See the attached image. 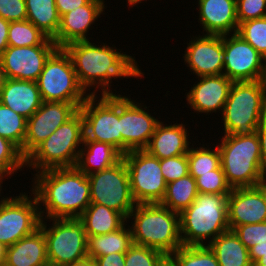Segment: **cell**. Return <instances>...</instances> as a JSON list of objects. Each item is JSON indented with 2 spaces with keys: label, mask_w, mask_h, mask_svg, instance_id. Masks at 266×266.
Listing matches in <instances>:
<instances>
[{
  "label": "cell",
  "mask_w": 266,
  "mask_h": 266,
  "mask_svg": "<svg viewBox=\"0 0 266 266\" xmlns=\"http://www.w3.org/2000/svg\"><path fill=\"white\" fill-rule=\"evenodd\" d=\"M63 49L70 56L78 81L85 91L90 92V87H95L90 95H96L99 88L101 95H116L110 89L112 79L144 76L136 59L126 52L117 51L114 45L111 47L103 43L99 46L89 40L70 43Z\"/></svg>",
  "instance_id": "1"
},
{
  "label": "cell",
  "mask_w": 266,
  "mask_h": 266,
  "mask_svg": "<svg viewBox=\"0 0 266 266\" xmlns=\"http://www.w3.org/2000/svg\"><path fill=\"white\" fill-rule=\"evenodd\" d=\"M35 176L31 192L41 219L79 218L91 204L89 179L76 167L49 169Z\"/></svg>",
  "instance_id": "2"
},
{
  "label": "cell",
  "mask_w": 266,
  "mask_h": 266,
  "mask_svg": "<svg viewBox=\"0 0 266 266\" xmlns=\"http://www.w3.org/2000/svg\"><path fill=\"white\" fill-rule=\"evenodd\" d=\"M127 219L133 223L129 226L133 244L158 250L167 257L182 246L180 214L160 203L136 204Z\"/></svg>",
  "instance_id": "3"
},
{
  "label": "cell",
  "mask_w": 266,
  "mask_h": 266,
  "mask_svg": "<svg viewBox=\"0 0 266 266\" xmlns=\"http://www.w3.org/2000/svg\"><path fill=\"white\" fill-rule=\"evenodd\" d=\"M228 195L198 193L193 203L180 213L182 245H208L230 229L228 223Z\"/></svg>",
  "instance_id": "4"
},
{
  "label": "cell",
  "mask_w": 266,
  "mask_h": 266,
  "mask_svg": "<svg viewBox=\"0 0 266 266\" xmlns=\"http://www.w3.org/2000/svg\"><path fill=\"white\" fill-rule=\"evenodd\" d=\"M218 148L220 163L228 185L233 188L256 187L265 173L261 164L260 140L250 136L224 134Z\"/></svg>",
  "instance_id": "5"
},
{
  "label": "cell",
  "mask_w": 266,
  "mask_h": 266,
  "mask_svg": "<svg viewBox=\"0 0 266 266\" xmlns=\"http://www.w3.org/2000/svg\"><path fill=\"white\" fill-rule=\"evenodd\" d=\"M223 134L250 136L266 116L262 80L233 82L222 111Z\"/></svg>",
  "instance_id": "6"
},
{
  "label": "cell",
  "mask_w": 266,
  "mask_h": 266,
  "mask_svg": "<svg viewBox=\"0 0 266 266\" xmlns=\"http://www.w3.org/2000/svg\"><path fill=\"white\" fill-rule=\"evenodd\" d=\"M83 140L84 121L78 110L26 158V166L36 169L37 173L75 167Z\"/></svg>",
  "instance_id": "7"
},
{
  "label": "cell",
  "mask_w": 266,
  "mask_h": 266,
  "mask_svg": "<svg viewBox=\"0 0 266 266\" xmlns=\"http://www.w3.org/2000/svg\"><path fill=\"white\" fill-rule=\"evenodd\" d=\"M36 83L46 102H69L79 109L90 96L80 85L70 56L63 48L49 56Z\"/></svg>",
  "instance_id": "8"
},
{
  "label": "cell",
  "mask_w": 266,
  "mask_h": 266,
  "mask_svg": "<svg viewBox=\"0 0 266 266\" xmlns=\"http://www.w3.org/2000/svg\"><path fill=\"white\" fill-rule=\"evenodd\" d=\"M49 221L53 222L48 224L49 228L45 219H41L39 226L46 240L49 266H64L88 256V238L78 218Z\"/></svg>",
  "instance_id": "9"
},
{
  "label": "cell",
  "mask_w": 266,
  "mask_h": 266,
  "mask_svg": "<svg viewBox=\"0 0 266 266\" xmlns=\"http://www.w3.org/2000/svg\"><path fill=\"white\" fill-rule=\"evenodd\" d=\"M100 97L90 95L79 108L84 121V140L111 144L122 154L120 94Z\"/></svg>",
  "instance_id": "10"
},
{
  "label": "cell",
  "mask_w": 266,
  "mask_h": 266,
  "mask_svg": "<svg viewBox=\"0 0 266 266\" xmlns=\"http://www.w3.org/2000/svg\"><path fill=\"white\" fill-rule=\"evenodd\" d=\"M91 203L101 204L121 213L126 219L136 206L126 163L122 158L105 170L87 176Z\"/></svg>",
  "instance_id": "11"
},
{
  "label": "cell",
  "mask_w": 266,
  "mask_h": 266,
  "mask_svg": "<svg viewBox=\"0 0 266 266\" xmlns=\"http://www.w3.org/2000/svg\"><path fill=\"white\" fill-rule=\"evenodd\" d=\"M129 174L131 193L137 204L160 203L167 183L160 167V159L146 150H133L122 155Z\"/></svg>",
  "instance_id": "12"
},
{
  "label": "cell",
  "mask_w": 266,
  "mask_h": 266,
  "mask_svg": "<svg viewBox=\"0 0 266 266\" xmlns=\"http://www.w3.org/2000/svg\"><path fill=\"white\" fill-rule=\"evenodd\" d=\"M41 216L35 194L0 200V242L7 248L39 229Z\"/></svg>",
  "instance_id": "13"
},
{
  "label": "cell",
  "mask_w": 266,
  "mask_h": 266,
  "mask_svg": "<svg viewBox=\"0 0 266 266\" xmlns=\"http://www.w3.org/2000/svg\"><path fill=\"white\" fill-rule=\"evenodd\" d=\"M231 35H223V75L233 82L262 80L265 58L238 33Z\"/></svg>",
  "instance_id": "14"
},
{
  "label": "cell",
  "mask_w": 266,
  "mask_h": 266,
  "mask_svg": "<svg viewBox=\"0 0 266 266\" xmlns=\"http://www.w3.org/2000/svg\"><path fill=\"white\" fill-rule=\"evenodd\" d=\"M143 106L136 100H131L130 96L120 94L122 155L129 151L145 149L160 122L155 116H151L149 111H145L146 105Z\"/></svg>",
  "instance_id": "15"
},
{
  "label": "cell",
  "mask_w": 266,
  "mask_h": 266,
  "mask_svg": "<svg viewBox=\"0 0 266 266\" xmlns=\"http://www.w3.org/2000/svg\"><path fill=\"white\" fill-rule=\"evenodd\" d=\"M78 110L73 103L43 101L40 108L27 119L24 147L20 150L22 156L26 159Z\"/></svg>",
  "instance_id": "16"
},
{
  "label": "cell",
  "mask_w": 266,
  "mask_h": 266,
  "mask_svg": "<svg viewBox=\"0 0 266 266\" xmlns=\"http://www.w3.org/2000/svg\"><path fill=\"white\" fill-rule=\"evenodd\" d=\"M56 49V45L9 46L0 55L4 77L36 82L46 60Z\"/></svg>",
  "instance_id": "17"
},
{
  "label": "cell",
  "mask_w": 266,
  "mask_h": 266,
  "mask_svg": "<svg viewBox=\"0 0 266 266\" xmlns=\"http://www.w3.org/2000/svg\"><path fill=\"white\" fill-rule=\"evenodd\" d=\"M187 43L185 64L196 77L220 75L224 70V47L221 35H198Z\"/></svg>",
  "instance_id": "18"
},
{
  "label": "cell",
  "mask_w": 266,
  "mask_h": 266,
  "mask_svg": "<svg viewBox=\"0 0 266 266\" xmlns=\"http://www.w3.org/2000/svg\"><path fill=\"white\" fill-rule=\"evenodd\" d=\"M104 0H90L86 5L62 15L56 37L53 39L57 48H64L70 43L89 41L88 29L96 22L104 12Z\"/></svg>",
  "instance_id": "19"
},
{
  "label": "cell",
  "mask_w": 266,
  "mask_h": 266,
  "mask_svg": "<svg viewBox=\"0 0 266 266\" xmlns=\"http://www.w3.org/2000/svg\"><path fill=\"white\" fill-rule=\"evenodd\" d=\"M197 78L199 82L194 83L190 91L186 93L187 104L197 114L216 113L218 110L222 114L233 81L223 74Z\"/></svg>",
  "instance_id": "20"
},
{
  "label": "cell",
  "mask_w": 266,
  "mask_h": 266,
  "mask_svg": "<svg viewBox=\"0 0 266 266\" xmlns=\"http://www.w3.org/2000/svg\"><path fill=\"white\" fill-rule=\"evenodd\" d=\"M266 221V200L256 187L233 188L228 195V223L230 230L239 225Z\"/></svg>",
  "instance_id": "21"
},
{
  "label": "cell",
  "mask_w": 266,
  "mask_h": 266,
  "mask_svg": "<svg viewBox=\"0 0 266 266\" xmlns=\"http://www.w3.org/2000/svg\"><path fill=\"white\" fill-rule=\"evenodd\" d=\"M198 6L203 34L204 31L206 35L221 36L237 33L236 0H198Z\"/></svg>",
  "instance_id": "22"
},
{
  "label": "cell",
  "mask_w": 266,
  "mask_h": 266,
  "mask_svg": "<svg viewBox=\"0 0 266 266\" xmlns=\"http://www.w3.org/2000/svg\"><path fill=\"white\" fill-rule=\"evenodd\" d=\"M0 103L29 119L43 100L35 81L5 78L0 87Z\"/></svg>",
  "instance_id": "23"
},
{
  "label": "cell",
  "mask_w": 266,
  "mask_h": 266,
  "mask_svg": "<svg viewBox=\"0 0 266 266\" xmlns=\"http://www.w3.org/2000/svg\"><path fill=\"white\" fill-rule=\"evenodd\" d=\"M186 128L182 123L165 125L160 121L144 150L159 159L187 154L192 143Z\"/></svg>",
  "instance_id": "24"
},
{
  "label": "cell",
  "mask_w": 266,
  "mask_h": 266,
  "mask_svg": "<svg viewBox=\"0 0 266 266\" xmlns=\"http://www.w3.org/2000/svg\"><path fill=\"white\" fill-rule=\"evenodd\" d=\"M4 266H49L43 231L39 228L7 247Z\"/></svg>",
  "instance_id": "25"
},
{
  "label": "cell",
  "mask_w": 266,
  "mask_h": 266,
  "mask_svg": "<svg viewBox=\"0 0 266 266\" xmlns=\"http://www.w3.org/2000/svg\"><path fill=\"white\" fill-rule=\"evenodd\" d=\"M121 159L122 154L111 144L83 140L75 167L88 176L112 167Z\"/></svg>",
  "instance_id": "26"
},
{
  "label": "cell",
  "mask_w": 266,
  "mask_h": 266,
  "mask_svg": "<svg viewBox=\"0 0 266 266\" xmlns=\"http://www.w3.org/2000/svg\"><path fill=\"white\" fill-rule=\"evenodd\" d=\"M78 219L84 224L87 238L114 232L127 222L121 213L96 203H91Z\"/></svg>",
  "instance_id": "27"
},
{
  "label": "cell",
  "mask_w": 266,
  "mask_h": 266,
  "mask_svg": "<svg viewBox=\"0 0 266 266\" xmlns=\"http://www.w3.org/2000/svg\"><path fill=\"white\" fill-rule=\"evenodd\" d=\"M220 266H253L249 251L233 230H227L208 244Z\"/></svg>",
  "instance_id": "28"
},
{
  "label": "cell",
  "mask_w": 266,
  "mask_h": 266,
  "mask_svg": "<svg viewBox=\"0 0 266 266\" xmlns=\"http://www.w3.org/2000/svg\"><path fill=\"white\" fill-rule=\"evenodd\" d=\"M127 223L114 232L88 237V257L95 259L110 253H126L133 245L131 229L129 225L126 227Z\"/></svg>",
  "instance_id": "29"
},
{
  "label": "cell",
  "mask_w": 266,
  "mask_h": 266,
  "mask_svg": "<svg viewBox=\"0 0 266 266\" xmlns=\"http://www.w3.org/2000/svg\"><path fill=\"white\" fill-rule=\"evenodd\" d=\"M27 21L33 23L48 38L54 39L60 26L55 0H25Z\"/></svg>",
  "instance_id": "30"
},
{
  "label": "cell",
  "mask_w": 266,
  "mask_h": 266,
  "mask_svg": "<svg viewBox=\"0 0 266 266\" xmlns=\"http://www.w3.org/2000/svg\"><path fill=\"white\" fill-rule=\"evenodd\" d=\"M197 195L196 180L188 174L167 184L160 204L180 214L193 203Z\"/></svg>",
  "instance_id": "31"
},
{
  "label": "cell",
  "mask_w": 266,
  "mask_h": 266,
  "mask_svg": "<svg viewBox=\"0 0 266 266\" xmlns=\"http://www.w3.org/2000/svg\"><path fill=\"white\" fill-rule=\"evenodd\" d=\"M37 45H56L33 23L27 20L10 22L8 31V46L26 47Z\"/></svg>",
  "instance_id": "32"
},
{
  "label": "cell",
  "mask_w": 266,
  "mask_h": 266,
  "mask_svg": "<svg viewBox=\"0 0 266 266\" xmlns=\"http://www.w3.org/2000/svg\"><path fill=\"white\" fill-rule=\"evenodd\" d=\"M216 147V148H215ZM209 148L200 146L194 148L193 144L187 153L189 174L196 179L200 174L211 173L217 169L220 163V152L218 146Z\"/></svg>",
  "instance_id": "33"
},
{
  "label": "cell",
  "mask_w": 266,
  "mask_h": 266,
  "mask_svg": "<svg viewBox=\"0 0 266 266\" xmlns=\"http://www.w3.org/2000/svg\"><path fill=\"white\" fill-rule=\"evenodd\" d=\"M27 119L0 103V136L10 140L20 150L24 147Z\"/></svg>",
  "instance_id": "34"
},
{
  "label": "cell",
  "mask_w": 266,
  "mask_h": 266,
  "mask_svg": "<svg viewBox=\"0 0 266 266\" xmlns=\"http://www.w3.org/2000/svg\"><path fill=\"white\" fill-rule=\"evenodd\" d=\"M176 266H220L208 245L184 246L168 256Z\"/></svg>",
  "instance_id": "35"
},
{
  "label": "cell",
  "mask_w": 266,
  "mask_h": 266,
  "mask_svg": "<svg viewBox=\"0 0 266 266\" xmlns=\"http://www.w3.org/2000/svg\"><path fill=\"white\" fill-rule=\"evenodd\" d=\"M26 166V159L20 149L10 140L0 136V182L4 177L12 176L14 172L21 171Z\"/></svg>",
  "instance_id": "36"
},
{
  "label": "cell",
  "mask_w": 266,
  "mask_h": 266,
  "mask_svg": "<svg viewBox=\"0 0 266 266\" xmlns=\"http://www.w3.org/2000/svg\"><path fill=\"white\" fill-rule=\"evenodd\" d=\"M237 33L266 59V17L240 23Z\"/></svg>",
  "instance_id": "37"
},
{
  "label": "cell",
  "mask_w": 266,
  "mask_h": 266,
  "mask_svg": "<svg viewBox=\"0 0 266 266\" xmlns=\"http://www.w3.org/2000/svg\"><path fill=\"white\" fill-rule=\"evenodd\" d=\"M166 257L158 250L133 244L125 253V266H159Z\"/></svg>",
  "instance_id": "38"
},
{
  "label": "cell",
  "mask_w": 266,
  "mask_h": 266,
  "mask_svg": "<svg viewBox=\"0 0 266 266\" xmlns=\"http://www.w3.org/2000/svg\"><path fill=\"white\" fill-rule=\"evenodd\" d=\"M195 180L198 193L230 194L232 189L225 179L221 165L211 173L200 174Z\"/></svg>",
  "instance_id": "39"
},
{
  "label": "cell",
  "mask_w": 266,
  "mask_h": 266,
  "mask_svg": "<svg viewBox=\"0 0 266 266\" xmlns=\"http://www.w3.org/2000/svg\"><path fill=\"white\" fill-rule=\"evenodd\" d=\"M160 167L167 184L178 180L189 174L187 154L160 159Z\"/></svg>",
  "instance_id": "40"
},
{
  "label": "cell",
  "mask_w": 266,
  "mask_h": 266,
  "mask_svg": "<svg viewBox=\"0 0 266 266\" xmlns=\"http://www.w3.org/2000/svg\"><path fill=\"white\" fill-rule=\"evenodd\" d=\"M246 248L266 241V221L255 224L239 225L233 230Z\"/></svg>",
  "instance_id": "41"
},
{
  "label": "cell",
  "mask_w": 266,
  "mask_h": 266,
  "mask_svg": "<svg viewBox=\"0 0 266 266\" xmlns=\"http://www.w3.org/2000/svg\"><path fill=\"white\" fill-rule=\"evenodd\" d=\"M238 23L266 17V0H236Z\"/></svg>",
  "instance_id": "42"
},
{
  "label": "cell",
  "mask_w": 266,
  "mask_h": 266,
  "mask_svg": "<svg viewBox=\"0 0 266 266\" xmlns=\"http://www.w3.org/2000/svg\"><path fill=\"white\" fill-rule=\"evenodd\" d=\"M0 17L8 22L26 20L25 0H0Z\"/></svg>",
  "instance_id": "43"
},
{
  "label": "cell",
  "mask_w": 266,
  "mask_h": 266,
  "mask_svg": "<svg viewBox=\"0 0 266 266\" xmlns=\"http://www.w3.org/2000/svg\"><path fill=\"white\" fill-rule=\"evenodd\" d=\"M248 251L253 266H266V241L254 245Z\"/></svg>",
  "instance_id": "44"
},
{
  "label": "cell",
  "mask_w": 266,
  "mask_h": 266,
  "mask_svg": "<svg viewBox=\"0 0 266 266\" xmlns=\"http://www.w3.org/2000/svg\"><path fill=\"white\" fill-rule=\"evenodd\" d=\"M94 260L96 266H125V253H110Z\"/></svg>",
  "instance_id": "45"
},
{
  "label": "cell",
  "mask_w": 266,
  "mask_h": 266,
  "mask_svg": "<svg viewBox=\"0 0 266 266\" xmlns=\"http://www.w3.org/2000/svg\"><path fill=\"white\" fill-rule=\"evenodd\" d=\"M260 140L261 149V164L264 173L266 174V116L261 120L258 127L256 128Z\"/></svg>",
  "instance_id": "46"
},
{
  "label": "cell",
  "mask_w": 266,
  "mask_h": 266,
  "mask_svg": "<svg viewBox=\"0 0 266 266\" xmlns=\"http://www.w3.org/2000/svg\"><path fill=\"white\" fill-rule=\"evenodd\" d=\"M90 0H55L59 16L78 8L79 6L86 5Z\"/></svg>",
  "instance_id": "47"
},
{
  "label": "cell",
  "mask_w": 266,
  "mask_h": 266,
  "mask_svg": "<svg viewBox=\"0 0 266 266\" xmlns=\"http://www.w3.org/2000/svg\"><path fill=\"white\" fill-rule=\"evenodd\" d=\"M9 24L10 22L0 17V55L9 47L8 46Z\"/></svg>",
  "instance_id": "48"
},
{
  "label": "cell",
  "mask_w": 266,
  "mask_h": 266,
  "mask_svg": "<svg viewBox=\"0 0 266 266\" xmlns=\"http://www.w3.org/2000/svg\"><path fill=\"white\" fill-rule=\"evenodd\" d=\"M64 266H96L95 260L90 257H85L84 259L74 261L70 264Z\"/></svg>",
  "instance_id": "49"
},
{
  "label": "cell",
  "mask_w": 266,
  "mask_h": 266,
  "mask_svg": "<svg viewBox=\"0 0 266 266\" xmlns=\"http://www.w3.org/2000/svg\"><path fill=\"white\" fill-rule=\"evenodd\" d=\"M257 187L261 190L266 200V174L264 175L263 179L257 184Z\"/></svg>",
  "instance_id": "50"
},
{
  "label": "cell",
  "mask_w": 266,
  "mask_h": 266,
  "mask_svg": "<svg viewBox=\"0 0 266 266\" xmlns=\"http://www.w3.org/2000/svg\"><path fill=\"white\" fill-rule=\"evenodd\" d=\"M6 247L0 242V266H4Z\"/></svg>",
  "instance_id": "51"
},
{
  "label": "cell",
  "mask_w": 266,
  "mask_h": 266,
  "mask_svg": "<svg viewBox=\"0 0 266 266\" xmlns=\"http://www.w3.org/2000/svg\"><path fill=\"white\" fill-rule=\"evenodd\" d=\"M159 266H176V264L169 257H166Z\"/></svg>",
  "instance_id": "52"
},
{
  "label": "cell",
  "mask_w": 266,
  "mask_h": 266,
  "mask_svg": "<svg viewBox=\"0 0 266 266\" xmlns=\"http://www.w3.org/2000/svg\"><path fill=\"white\" fill-rule=\"evenodd\" d=\"M4 79H5V77H4V73H3L2 63L0 60V87L3 85Z\"/></svg>",
  "instance_id": "53"
},
{
  "label": "cell",
  "mask_w": 266,
  "mask_h": 266,
  "mask_svg": "<svg viewBox=\"0 0 266 266\" xmlns=\"http://www.w3.org/2000/svg\"><path fill=\"white\" fill-rule=\"evenodd\" d=\"M141 1H144V0H127V3H128V5L129 6H134V5H136V4H138V3H141Z\"/></svg>",
  "instance_id": "54"
},
{
  "label": "cell",
  "mask_w": 266,
  "mask_h": 266,
  "mask_svg": "<svg viewBox=\"0 0 266 266\" xmlns=\"http://www.w3.org/2000/svg\"><path fill=\"white\" fill-rule=\"evenodd\" d=\"M262 82H263V85L266 89V59H265L264 74H263Z\"/></svg>",
  "instance_id": "55"
},
{
  "label": "cell",
  "mask_w": 266,
  "mask_h": 266,
  "mask_svg": "<svg viewBox=\"0 0 266 266\" xmlns=\"http://www.w3.org/2000/svg\"><path fill=\"white\" fill-rule=\"evenodd\" d=\"M2 183L0 182V191L2 190V185H1ZM0 194H1V192H0ZM1 196V195H0Z\"/></svg>",
  "instance_id": "56"
}]
</instances>
